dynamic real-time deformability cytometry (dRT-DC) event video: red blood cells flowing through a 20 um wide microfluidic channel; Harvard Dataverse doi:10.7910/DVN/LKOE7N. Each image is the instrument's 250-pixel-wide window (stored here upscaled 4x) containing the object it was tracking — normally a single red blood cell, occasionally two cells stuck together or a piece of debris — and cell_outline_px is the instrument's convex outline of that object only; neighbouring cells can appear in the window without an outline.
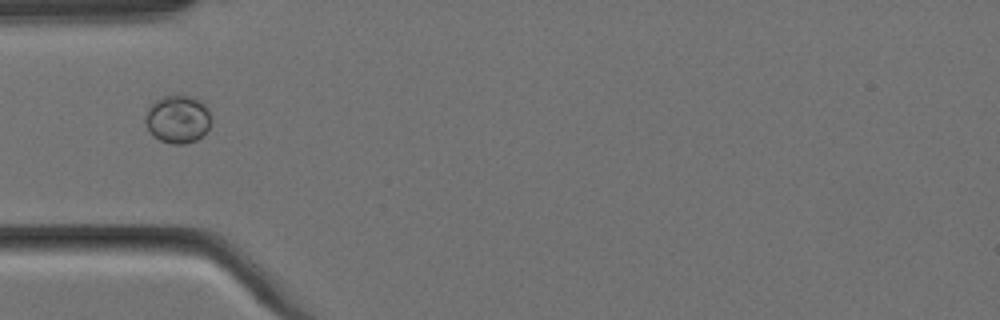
{"species": "Egyptian fruit bat (a non-hibernating species)", "species_latin": "Rousettus aegyptiacus", "temperature_condition": "cold", "stored_images_in_passage": 5, "camera_frame_rate_fps": 3000, "um_per_image_px": 0.085, "animal": {"sex": "female"}, "frame": {"image": 1, "passage_image": 5, "time_ms": 1.333, "image_size_px": [1000, 320], "cell_outline_px": [[212, 120], [208, 128], [196, 140], [184, 144], [172, 144], [160, 140], [148, 128], [144, 120], [144, 116], [148, 108], [156, 100], [164, 96], [192, 96], [200, 100], [208, 108]], "centroid_in_image_um": [15.12, 10.12], "position_along_channel_um": 69.9, "area_um2": 18.21}}